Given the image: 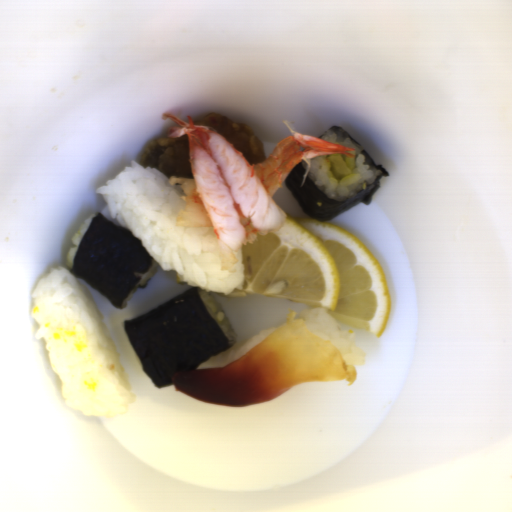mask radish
Wrapping results in <instances>:
<instances>
[{"mask_svg":"<svg viewBox=\"0 0 512 512\" xmlns=\"http://www.w3.org/2000/svg\"><path fill=\"white\" fill-rule=\"evenodd\" d=\"M327 158L336 177L342 178L351 175L352 171L346 164L342 154H327Z\"/></svg>","mask_w":512,"mask_h":512,"instance_id":"1f323893","label":"radish"}]
</instances>
